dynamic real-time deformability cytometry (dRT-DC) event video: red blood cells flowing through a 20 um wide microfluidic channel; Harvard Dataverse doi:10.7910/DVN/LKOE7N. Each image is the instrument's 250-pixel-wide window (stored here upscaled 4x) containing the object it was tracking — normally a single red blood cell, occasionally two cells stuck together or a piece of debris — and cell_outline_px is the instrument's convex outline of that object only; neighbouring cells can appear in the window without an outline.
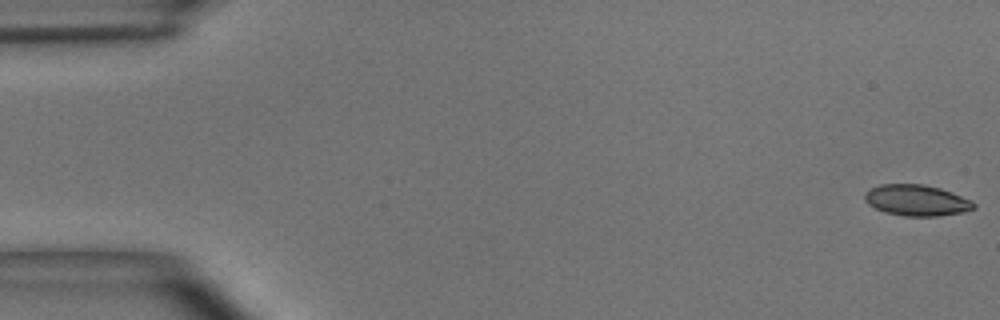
{"species": "common noctule bat (a hibernating species)", "species_latin": "Nyctalus noctula", "temperature_condition": "room temperature", "stored_images_in_passage": 55, "camera_frame_rate_fps": 3000, "um_per_image_px": 0.085, "animal": {"sex": "male", "body_mass_g": 15.6}, "frame": {"image": 1, "passage_image": 1, "time_ms": 0.0, "image_size_px": [1000, 320], "cell_outline_px": [[976, 208], [964, 212], [940, 216], [904, 216], [884, 212], [868, 204], [864, 200], [864, 192], [880, 184], [924, 184], [940, 188], [952, 192], [972, 200], [976, 204]], "centroid_in_image_um": [77.93, 17.03], "position_along_channel_um": 7.1, "area_um2": 19.94}}
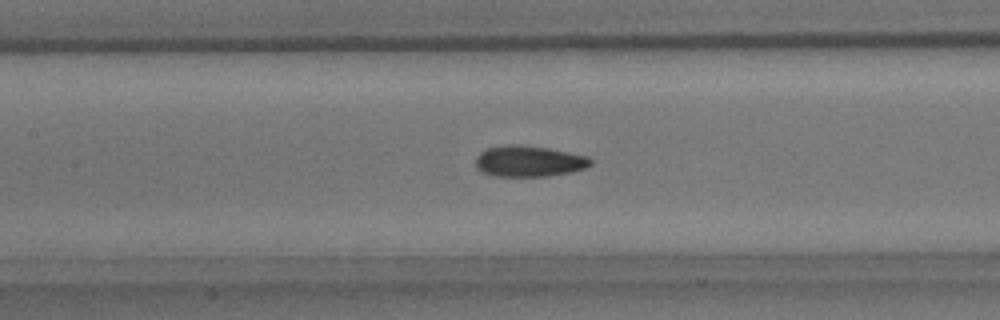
{"frame": {"image": 2, "passage_image": 25, "time_ms": 8.0, "image_size_px": [1000, 320], "cell_outline_px": [[592, 164], [584, 168], [572, 172], [548, 176], [496, 176], [480, 172], [476, 168], [476, 156], [484, 148], [504, 144], [520, 144], [548, 148], [588, 156], [592, 160]], "centroid_in_image_um": [44.92, 13.69], "position_along_channel_um": 162.5, "area_um2": 21.1}}
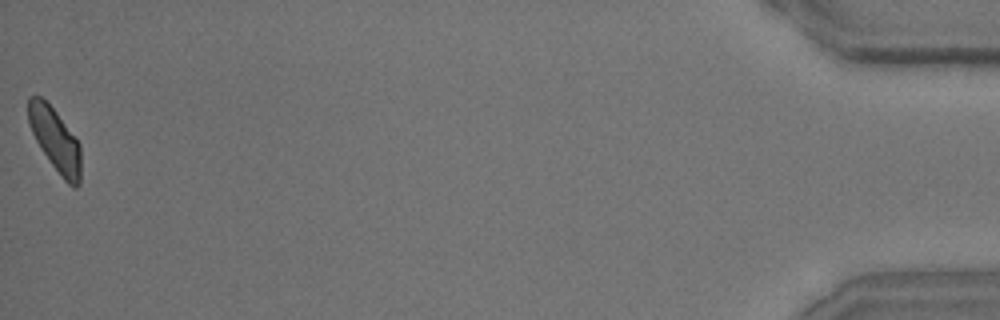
{"frame": {"image": 3, "passage_image": 55, "time_ms": 18.0, "image_size_px": [1000, 320], "cell_outline_px": [[80, 184], [76, 188], [72, 188], [64, 180], [52, 164], [36, 140], [28, 124], [28, 96], [40, 96], [56, 112], [80, 144]], "centroid_in_image_um": [4.69, 11.9], "position_along_channel_um": 430.5, "area_um2": 19.02}, "authors_computed_cell_mechanics": {"area_um2": 20.1144, "velocity_mm_per_s": 3.6393, "shape_relaxation_time_tau1_ms": 7.3793, "shape_relaxation_time_tau2_ms": 2.897, "deformation_change_tau1": 0.1463, "deformation_change_tau2": 0.0822}}